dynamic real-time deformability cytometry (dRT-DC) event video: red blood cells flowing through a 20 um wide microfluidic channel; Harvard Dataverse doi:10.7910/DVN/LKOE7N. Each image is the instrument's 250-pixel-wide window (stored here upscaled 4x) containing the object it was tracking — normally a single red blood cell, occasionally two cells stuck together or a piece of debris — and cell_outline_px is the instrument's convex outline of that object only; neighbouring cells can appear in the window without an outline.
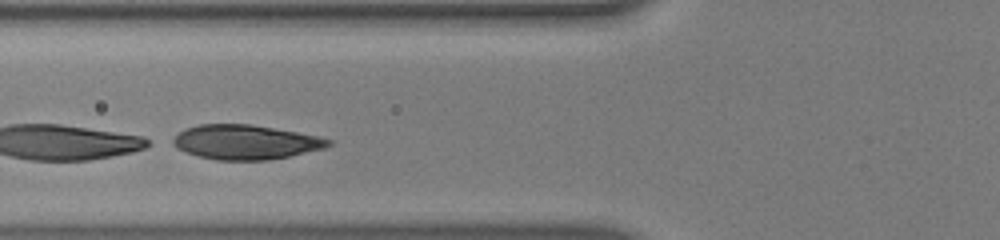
{"species": "human", "species_latin": "Homo sapiens", "temperature_condition": "warm", "stored_images_in_passage": 12, "camera_frame_rate_fps": 3000, "um_per_image_px": 0.085, "donor": {"sex": "male"}, "frame": {"image": 1, "passage_image": 9, "time_ms": 2.667, "image_size_px": [1000, 240], "cell_outline_px": [[336, 140], [332, 144], [324, 148], [288, 156], [268, 160], [216, 160], [200, 156], [176, 148], [168, 144], [184, 128], [200, 124], [252, 124], [296, 132]], "centroid_in_image_um": [20.85, 12.07], "position_along_channel_um": 104.9, "area_um2": 31.21}}